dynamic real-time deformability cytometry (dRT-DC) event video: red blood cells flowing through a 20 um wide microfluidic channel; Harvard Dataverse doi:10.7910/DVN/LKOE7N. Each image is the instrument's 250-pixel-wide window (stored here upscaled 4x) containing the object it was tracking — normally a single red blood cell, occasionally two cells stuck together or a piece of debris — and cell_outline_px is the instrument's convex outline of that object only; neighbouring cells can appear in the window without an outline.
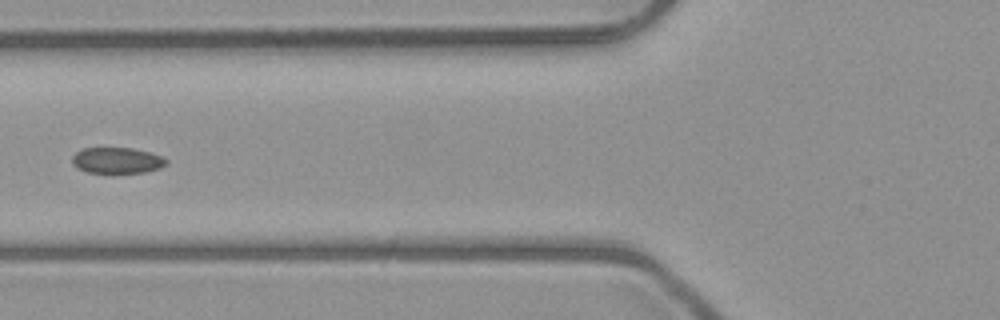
{"species": "common noctule bat (a hibernating species)", "species_latin": "Nyctalus noctula", "temperature_condition": "room temperature", "stored_images_in_passage": 8, "camera_frame_rate_fps": 3000, "um_per_image_px": 0.085, "animal": {"sex": "male", "body_mass_g": 23.1, "forearm_length_mm": 52.7}, "frame": {"image": 1, "passage_image": 7, "time_ms": 7.0, "image_size_px": [1000, 320], "cell_outline_px": [[168, 164], [160, 168], [144, 172], [112, 176], [88, 172], [76, 168], [72, 164], [72, 156], [80, 148], [132, 148], [152, 152], [164, 156], [168, 160]], "centroid_in_image_um": [9.96, 13.68], "position_along_channel_um": 115.8, "area_um2": 15.2}}
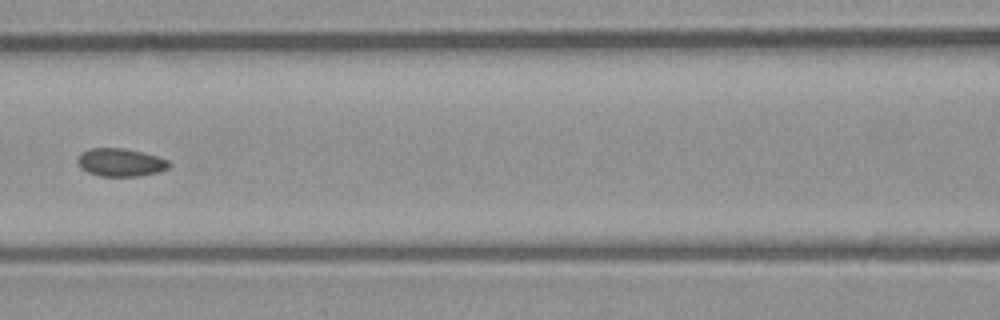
{"frame": {"image": 2, "passage_image": 8, "time_ms": 8.0, "image_size_px": [1000, 320], "cell_outline_px": [[172, 164], [168, 168], [160, 172], [136, 176], [100, 176], [88, 172], [80, 168], [76, 160], [80, 152], [88, 148], [124, 148], [144, 152], [168, 160]], "centroid_in_image_um": [10.23, 13.79], "position_along_channel_um": 156.4, "area_um2": 15.14}}